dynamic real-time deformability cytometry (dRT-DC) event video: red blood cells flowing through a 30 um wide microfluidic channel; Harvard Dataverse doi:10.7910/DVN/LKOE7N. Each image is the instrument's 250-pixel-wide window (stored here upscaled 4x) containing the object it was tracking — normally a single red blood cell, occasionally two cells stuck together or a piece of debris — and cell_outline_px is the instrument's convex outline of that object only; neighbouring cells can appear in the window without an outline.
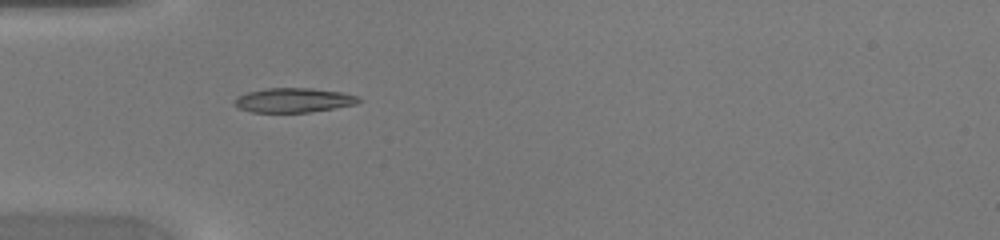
{"species": "common noctule bat (a hibernating species)", "species_latin": "Nyctalus noctula", "temperature_condition": "warm", "stored_images_in_passage": 31, "camera_frame_rate_fps": 3000, "um_per_image_px": 0.085, "animal": {"sex": "female", "body_mass_g": 20.0, "forearm_length_mm": 54.0}, "frame": {"image": 1, "passage_image": 1, "time_ms": 0.0, "image_size_px": [1000, 240], "cell_outline_px": [[364, 100], [356, 104], [308, 112], [252, 112], [240, 108], [232, 104], [232, 100], [236, 96], [248, 92], [264, 88], [312, 88], [340, 92], [360, 96]], "centroid_in_image_um": [24.94, 8.51], "position_along_channel_um": 60.1, "area_um2": 17.8}}
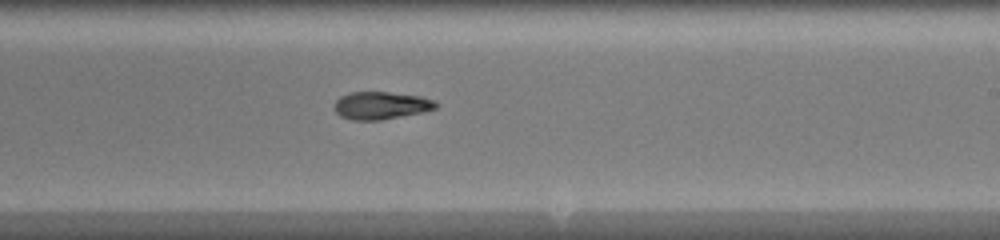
{"frame": {"image": 2, "passage_image": 14, "time_ms": 4.333, "image_size_px": [1000, 240], "cell_outline_px": [[440, 104], [436, 108], [420, 112], [380, 120], [352, 120], [340, 116], [336, 112], [336, 100], [340, 96], [352, 92], [388, 92], [420, 96], [436, 100]], "centroid_in_image_um": [32.41, 8.96], "position_along_channel_um": 256.6, "area_um2": 16.18}}
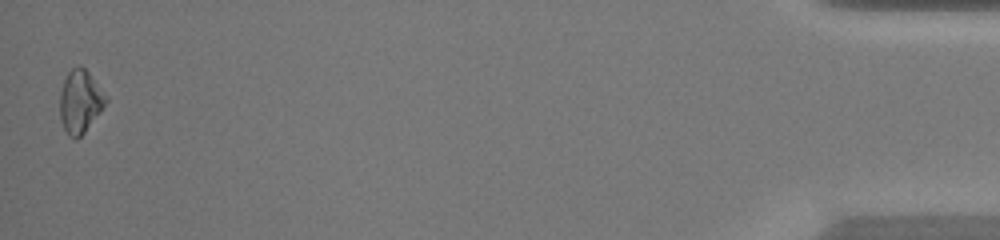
{"frame": {"image": 3, "passage_image": 31, "time_ms": 10.0, "image_size_px": [1000, 240], "cell_outline_px": [[108, 100], [100, 112], [84, 132], [76, 140], [68, 136], [60, 120], [60, 92], [64, 80], [68, 72], [72, 68], [80, 64], [88, 72], [108, 96]], "centroid_in_image_um": [6.81, 8.62], "position_along_channel_um": 428.4, "area_um2": 16.88}}